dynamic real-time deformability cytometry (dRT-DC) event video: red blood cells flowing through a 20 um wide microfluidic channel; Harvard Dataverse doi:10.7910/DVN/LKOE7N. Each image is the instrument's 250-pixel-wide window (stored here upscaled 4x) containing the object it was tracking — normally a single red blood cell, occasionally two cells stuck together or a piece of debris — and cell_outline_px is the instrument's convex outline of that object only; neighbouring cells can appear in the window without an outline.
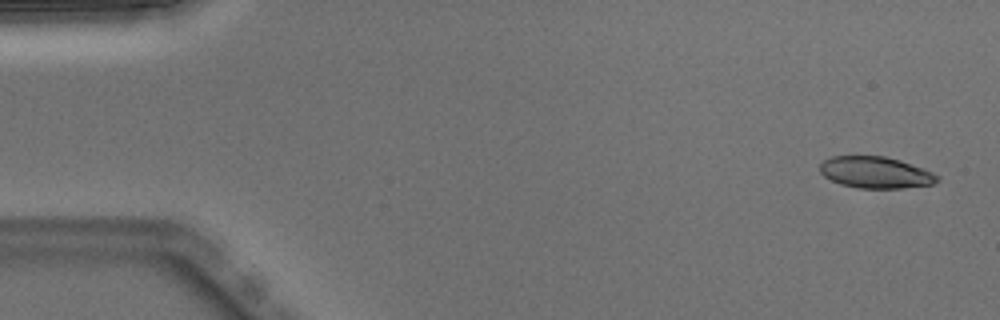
{"species": "Egyptian fruit bat (a non-hibernating species)", "species_latin": "Rousettus aegyptiacus", "temperature_condition": "warm", "stored_images_in_passage": 3, "camera_frame_rate_fps": 3000, "um_per_image_px": 0.085, "animal": {"sex": "male"}, "frame": {"image": 1, "passage_image": 1, "time_ms": 0.0, "image_size_px": [1000, 320], "cell_outline_px": [[940, 180], [936, 184], [904, 188], [856, 188], [840, 184], [824, 176], [820, 172], [820, 164], [824, 160], [832, 156], [884, 156], [900, 160], [924, 168], [940, 176]], "centroid_in_image_um": [74.47, 14.66], "position_along_channel_um": 10.5, "area_um2": 21.79}}